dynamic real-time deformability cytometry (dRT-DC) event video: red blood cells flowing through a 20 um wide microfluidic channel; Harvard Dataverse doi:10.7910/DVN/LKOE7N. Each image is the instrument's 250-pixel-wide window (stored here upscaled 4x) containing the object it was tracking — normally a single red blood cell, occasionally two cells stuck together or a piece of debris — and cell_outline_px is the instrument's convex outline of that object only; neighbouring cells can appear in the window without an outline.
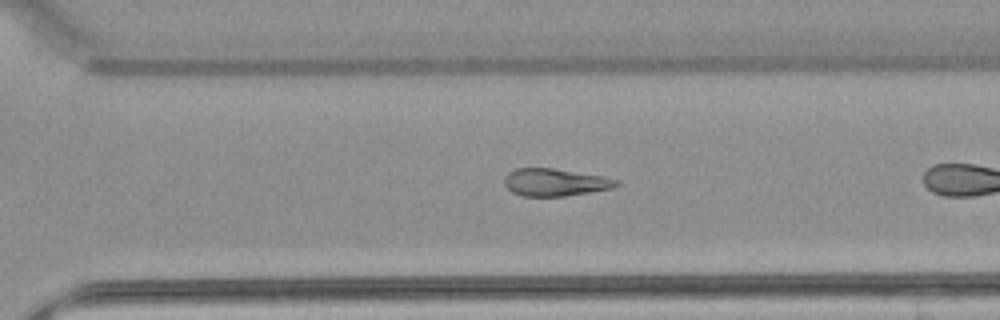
{"species": "common noctule bat (a hibernating species)", "species_latin": "Nyctalus noctula", "temperature_condition": "warm", "stored_images_in_passage": 26, "camera_frame_rate_fps": 3000, "um_per_image_px": 0.085, "animal": {"sex": "female", "body_mass_g": 22.7, "forearm_length_mm": 54.2}, "frame": {"image": 1, "passage_image": 22, "time_ms": 7.0, "image_size_px": [1000, 320], "cell_outline_px": [[620, 184], [612, 188], [564, 196], [520, 196], [512, 192], [504, 184], [504, 180], [508, 172], [516, 168], [552, 168], [604, 176], [620, 180]], "centroid_in_image_um": [47.18, 15.49], "position_along_channel_um": 323.4, "area_um2": 17.92}}